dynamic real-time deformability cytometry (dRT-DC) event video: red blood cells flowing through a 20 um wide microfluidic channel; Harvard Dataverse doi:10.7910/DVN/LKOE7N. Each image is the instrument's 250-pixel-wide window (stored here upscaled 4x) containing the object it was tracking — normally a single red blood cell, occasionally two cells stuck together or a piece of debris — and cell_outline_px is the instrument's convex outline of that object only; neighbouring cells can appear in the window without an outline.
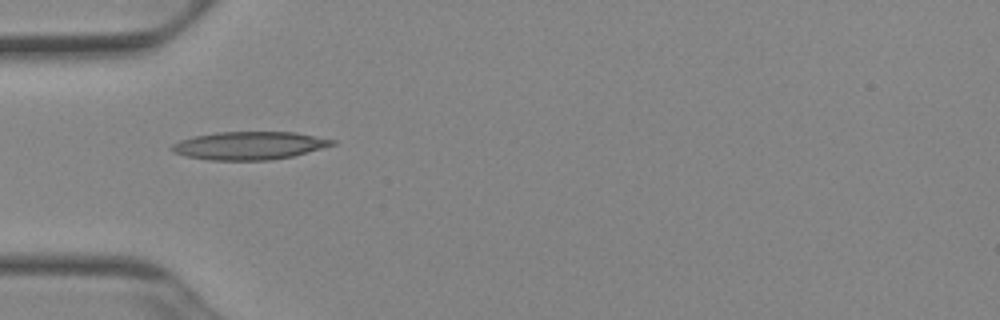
{"species": "Egyptian fruit bat (a non-hibernating species)", "species_latin": "Rousettus aegyptiacus", "temperature_condition": "cold", "stored_images_in_passage": 36, "camera_frame_rate_fps": 3000, "um_per_image_px": 0.085, "animal": {"sex": "female"}, "frame": {"image": 1, "passage_image": 1, "time_ms": 0.0, "image_size_px": [1000, 320], "cell_outline_px": [[336, 144], [292, 156], [272, 160], [208, 160], [184, 156], [172, 152], [168, 148], [172, 144], [180, 140], [192, 136], [216, 132], [296, 132], [336, 140]], "centroid_in_image_um": [21.13, 12.37], "position_along_channel_um": 63.9, "area_um2": 26.36}}
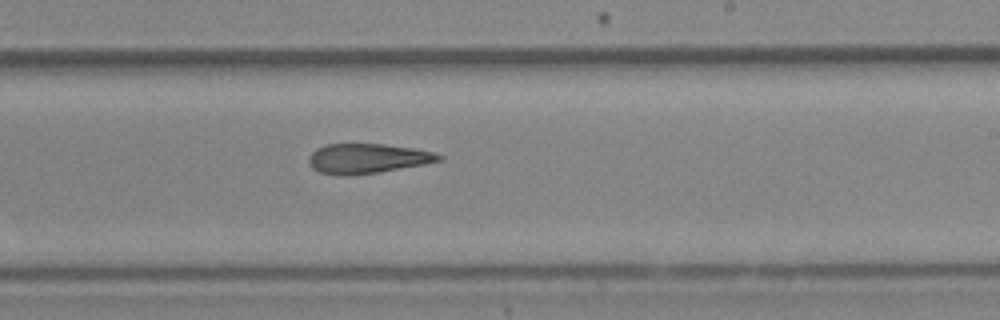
{"frame": {"image": 2, "passage_image": 16, "time_ms": 5.0, "image_size_px": [1000, 320], "cell_outline_px": [[444, 160], [424, 164], [352, 176], [336, 176], [320, 172], [312, 168], [308, 164], [308, 156], [316, 148], [328, 144], [384, 144], [416, 148], [436, 152], [444, 156]], "centroid_in_image_um": [31.23, 13.47], "position_along_channel_um": 257.8, "area_um2": 22.89}}
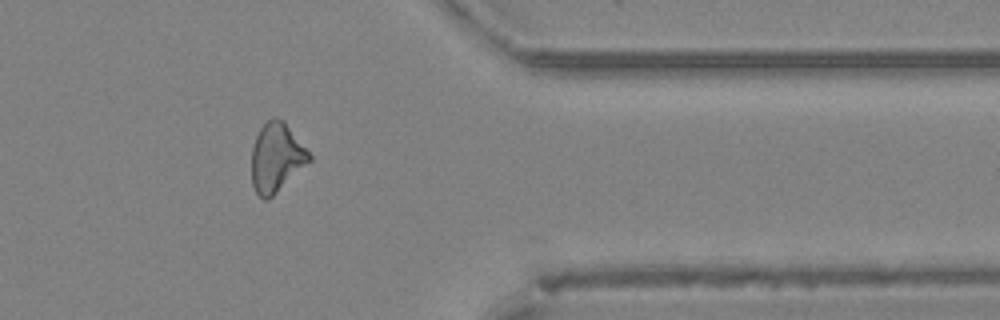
{"frame": {"image": 3, "passage_image": 27, "time_ms": 8.667, "image_size_px": [1000, 320], "cell_outline_px": [[312, 160], [268, 200], [264, 200], [256, 192], [252, 184], [252, 148], [256, 136], [260, 128], [272, 116], [284, 120], [312, 156]], "centroid_in_image_um": [23.5, 13.38], "position_along_channel_um": 387.9, "area_um2": 23.12}, "authors_computed_cell_mechanics": {"area_um2": 23.3223, "velocity_mm_per_s": 3.9272, "shape_relaxation_time_tau1_ms": null, "shape_relaxation_time_tau2_ms": 9.2309, "deformation_change_tau1": null, "deformation_change_tau2": 0.2507}}